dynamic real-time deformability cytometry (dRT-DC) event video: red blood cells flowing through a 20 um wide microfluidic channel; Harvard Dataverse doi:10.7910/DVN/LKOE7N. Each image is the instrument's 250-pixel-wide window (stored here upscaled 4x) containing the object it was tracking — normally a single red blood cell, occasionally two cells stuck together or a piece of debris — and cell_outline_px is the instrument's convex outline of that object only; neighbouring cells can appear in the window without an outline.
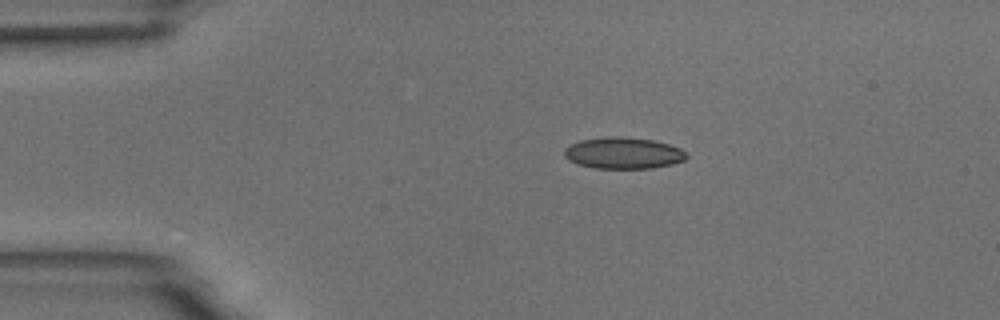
{"species": "common noctule bat (a hibernating species)", "species_latin": "Nyctalus noctula", "temperature_condition": "room temperature", "stored_images_in_passage": 7, "camera_frame_rate_fps": 3000, "um_per_image_px": 0.085, "animal": {"sex": "male", "body_mass_g": 18.8}, "frame": {"image": 1, "passage_image": 1, "time_ms": 0.0, "image_size_px": [1000, 320], "cell_outline_px": [[688, 156], [684, 160], [672, 164], [652, 168], [596, 168], [576, 164], [568, 160], [564, 156], [564, 148], [580, 140], [608, 136], [620, 136], [652, 140], [668, 144], [680, 148]], "centroid_in_image_um": [52.95, 13.01], "position_along_channel_um": 32.1, "area_um2": 22.37}}
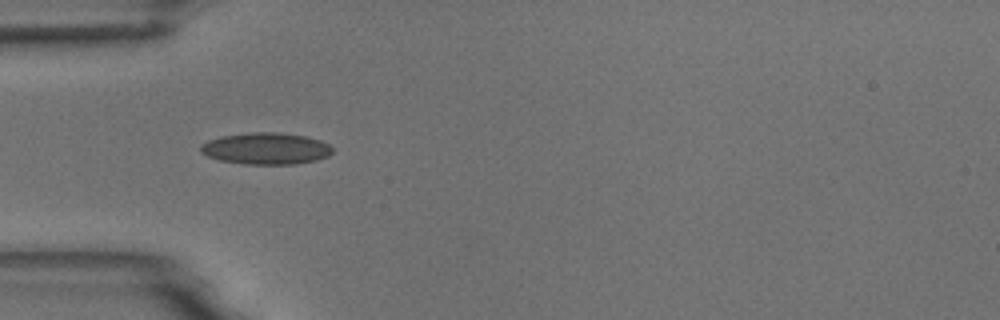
{"frame": {"image": 2, "passage_image": 3, "time_ms": 2.0, "image_size_px": [1000, 320], "cell_outline_px": [[332, 152], [328, 156], [316, 160], [296, 164], [244, 164], [220, 160], [208, 156], [200, 152], [200, 144], [208, 140], [220, 136], [252, 132], [280, 132], [304, 136], [320, 140], [328, 144], [332, 148]], "centroid_in_image_um": [22.59, 12.62], "position_along_channel_um": 62.4, "area_um2": 24.39}}
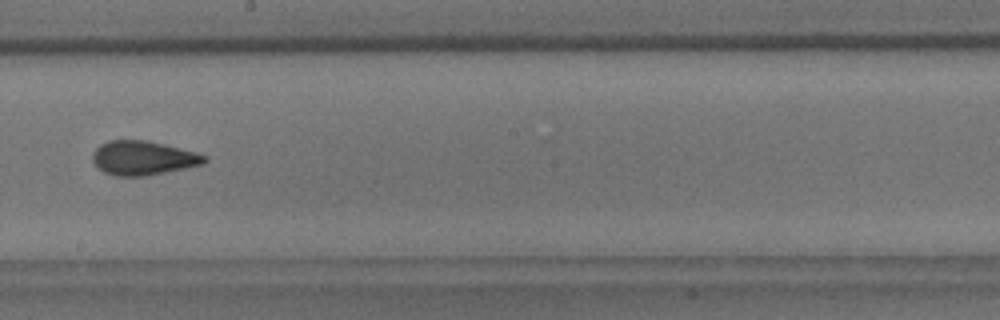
{"frame": {"image": 3, "passage_image": 7, "time_ms": 6.667, "image_size_px": [1000, 320], "cell_outline_px": [[208, 160], [204, 164], [144, 176], [116, 176], [104, 172], [92, 160], [92, 152], [100, 144], [108, 140], [144, 140], [164, 144], [196, 152], [208, 156]], "centroid_in_image_um": [12.16, 13.42], "position_along_channel_um": 236.0, "area_um2": 22.2}}